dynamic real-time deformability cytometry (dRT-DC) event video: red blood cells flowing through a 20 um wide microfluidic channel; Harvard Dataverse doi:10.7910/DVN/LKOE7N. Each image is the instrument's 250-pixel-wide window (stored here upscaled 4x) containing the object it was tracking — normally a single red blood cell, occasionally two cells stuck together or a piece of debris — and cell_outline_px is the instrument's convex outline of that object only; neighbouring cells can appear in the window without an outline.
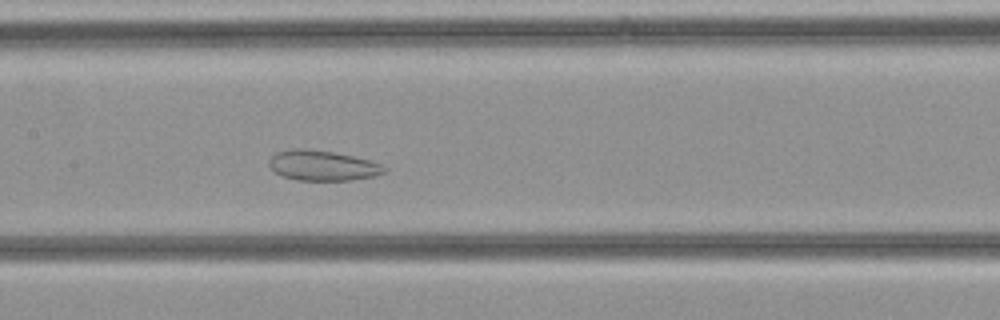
{"species": "common noctule bat (a hibernating species)", "species_latin": "Nyctalus noctula", "temperature_condition": "cold", "stored_images_in_passage": 27, "camera_frame_rate_fps": 3000, "um_per_image_px": 0.085, "animal": {"sex": "female", "body_mass_g": 21.9}, "frame": {"image": 1, "passage_image": 8, "time_ms": 2.333, "image_size_px": [1000, 320], "cell_outline_px": [[388, 168], [384, 172], [372, 176], [348, 180], [300, 180], [284, 176], [276, 172], [268, 164], [268, 160], [276, 152], [296, 148], [300, 148], [332, 152], [352, 156], [368, 160], [380, 164]], "centroid_in_image_um": [27.39, 14.06], "position_along_channel_um": 180.0, "area_um2": 19.83}}